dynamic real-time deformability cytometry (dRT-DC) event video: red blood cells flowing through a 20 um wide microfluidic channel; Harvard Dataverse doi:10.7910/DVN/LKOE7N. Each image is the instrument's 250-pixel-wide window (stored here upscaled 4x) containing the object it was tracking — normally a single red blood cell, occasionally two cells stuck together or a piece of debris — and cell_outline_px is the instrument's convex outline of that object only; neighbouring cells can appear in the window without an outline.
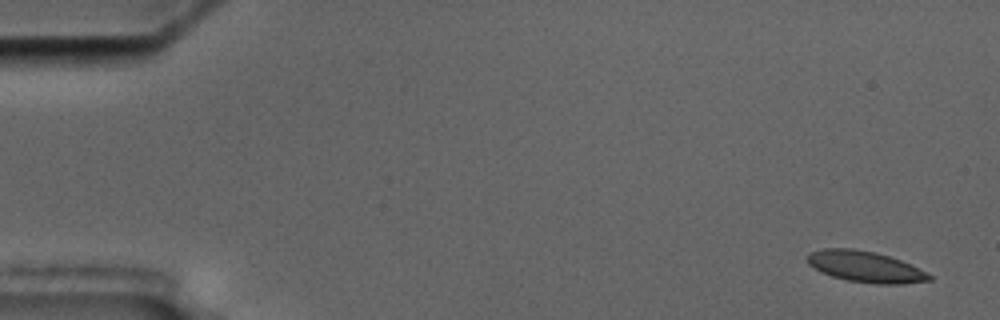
{"species": "common noctule bat (a hibernating species)", "species_latin": "Nyctalus noctula", "temperature_condition": "cold", "stored_images_in_passage": 10, "camera_frame_rate_fps": 3000, "um_per_image_px": 0.085, "animal": {"sex": "male", "body_mass_g": 17.5, "forearm_length_mm": 52.3}, "frame": {"image": 1, "passage_image": 1, "time_ms": 0.0, "image_size_px": [1000, 320], "cell_outline_px": [[932, 280], [900, 284], [876, 284], [848, 280], [832, 276], [808, 264], [808, 252], [824, 248], [852, 248], [876, 252], [900, 260], [932, 276]], "centroid_in_image_um": [73.53, 22.66], "position_along_channel_um": 11.5, "area_um2": 21.68}}
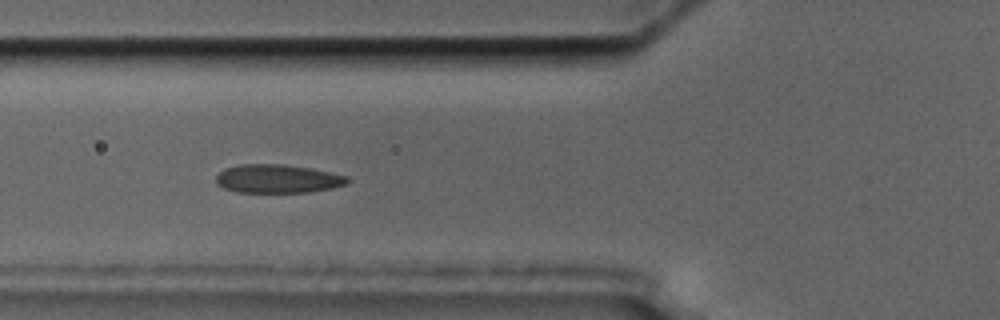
{"frame": {"image": 2, "passage_image": 6, "time_ms": 6.333, "image_size_px": [1000, 320], "cell_outline_px": [[352, 180], [348, 184], [308, 192], [236, 192], [224, 188], [216, 184], [216, 176], [224, 168], [240, 164], [284, 164], [308, 168], [348, 176]], "centroid_in_image_um": [23.58, 15.19], "position_along_channel_um": 102.2, "area_um2": 21.79}}
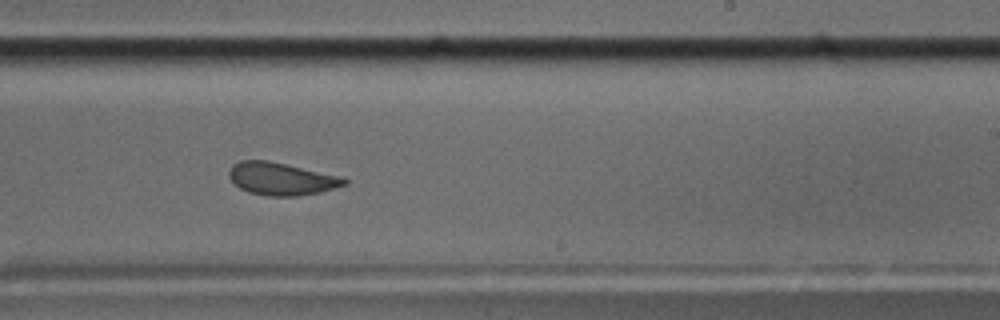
{"frame": {"image": 3, "passage_image": 10, "time_ms": 11.0, "image_size_px": [1000, 320], "cell_outline_px": [[348, 184], [336, 188], [320, 192], [296, 196], [268, 196], [248, 192], [232, 184], [228, 176], [228, 172], [232, 164], [240, 160], [268, 160], [344, 176], [348, 180]], "centroid_in_image_um": [23.92, 15.19], "position_along_channel_um": 265.1, "area_um2": 22.37}}